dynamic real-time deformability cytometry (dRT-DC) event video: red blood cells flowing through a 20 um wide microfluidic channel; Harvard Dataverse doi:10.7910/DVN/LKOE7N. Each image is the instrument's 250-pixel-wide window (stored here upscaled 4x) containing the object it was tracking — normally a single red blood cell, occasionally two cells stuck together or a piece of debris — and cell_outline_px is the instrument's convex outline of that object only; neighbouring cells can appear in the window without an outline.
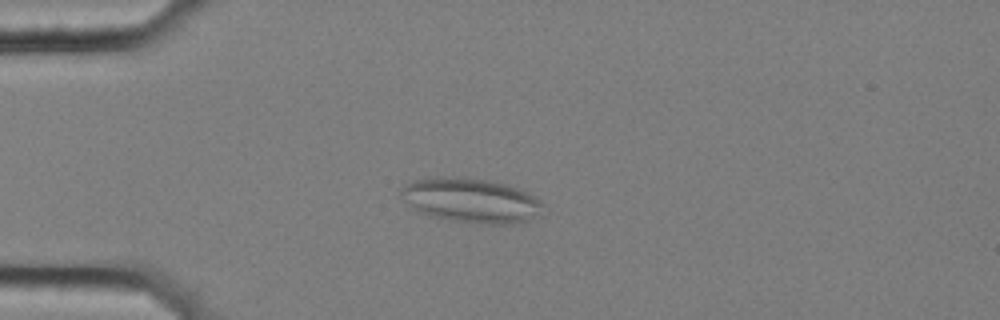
{"species": "common noctule bat (a hibernating species)", "species_latin": "Nyctalus noctula", "temperature_condition": "cold", "stored_images_in_passage": 56, "segment_of_instrument_passage": [1, 2], "camera_frame_rate_fps": 3000, "um_per_image_px": 0.085, "animal": {"sex": "female", "body_mass_g": 25.1}, "frame": {"image": 1, "passage_image": 14, "time_ms": 4.333, "image_size_px": [1000, 320], "cell_outline_px": [[544, 204], [540, 216], [516, 224], [484, 224], [452, 220], [428, 216], [416, 212], [408, 204], [400, 192], [408, 184], [416, 180], [436, 176], [484, 180], [504, 184], [528, 192], [536, 196]], "centroid_in_image_um": [40.09, 17.07], "position_along_channel_um": 44.9, "area_um2": 36.65}}